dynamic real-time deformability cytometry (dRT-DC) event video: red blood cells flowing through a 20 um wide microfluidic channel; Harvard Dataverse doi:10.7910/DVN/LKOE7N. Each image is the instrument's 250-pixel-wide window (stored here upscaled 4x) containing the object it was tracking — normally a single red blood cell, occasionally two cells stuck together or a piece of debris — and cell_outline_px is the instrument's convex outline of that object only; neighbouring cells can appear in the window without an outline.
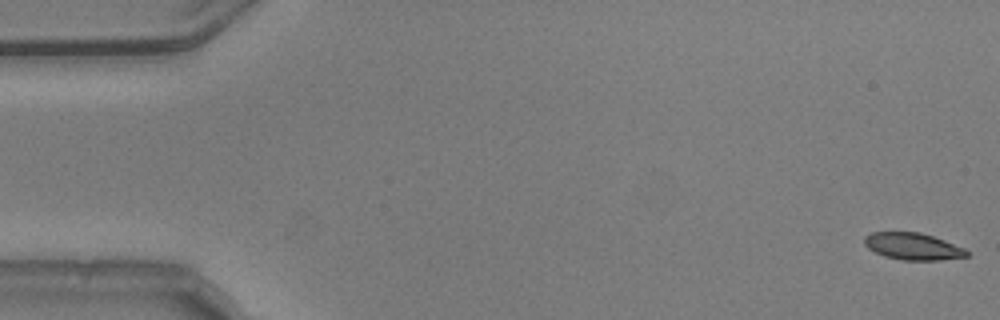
{"species": "common noctule bat (a hibernating species)", "species_latin": "Nyctalus noctula", "temperature_condition": "warm", "stored_images_in_passage": 17, "camera_frame_rate_fps": 3000, "um_per_image_px": 0.085, "animal": {"sex": "male", "body_mass_g": 20.5, "forearm_length_mm": 52.5}, "frame": {"image": 1, "passage_image": 1, "time_ms": 0.0, "image_size_px": [1000, 320], "cell_outline_px": [[968, 256], [940, 260], [904, 260], [884, 256], [868, 248], [864, 244], [864, 236], [872, 232], [920, 232], [944, 240], [964, 248], [968, 252]], "centroid_in_image_um": [77.58, 20.94], "position_along_channel_um": 7.4, "area_um2": 15.95}}
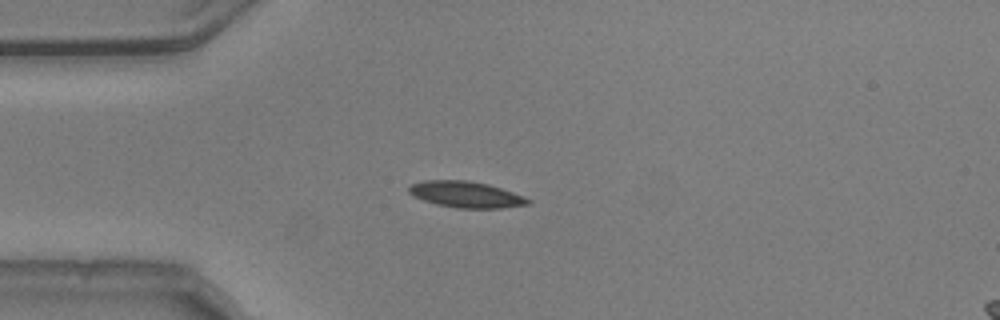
{"frame": {"image": 2, "passage_image": 14, "time_ms": 4.333, "image_size_px": [1000, 320], "cell_outline_px": [[532, 204], [500, 208], [456, 208], [436, 204], [424, 200], [408, 192], [408, 188], [412, 184], [424, 180], [468, 180], [488, 184], [524, 196], [532, 200]], "centroid_in_image_um": [39.64, 16.53], "position_along_channel_um": 45.4, "area_um2": 18.15}}